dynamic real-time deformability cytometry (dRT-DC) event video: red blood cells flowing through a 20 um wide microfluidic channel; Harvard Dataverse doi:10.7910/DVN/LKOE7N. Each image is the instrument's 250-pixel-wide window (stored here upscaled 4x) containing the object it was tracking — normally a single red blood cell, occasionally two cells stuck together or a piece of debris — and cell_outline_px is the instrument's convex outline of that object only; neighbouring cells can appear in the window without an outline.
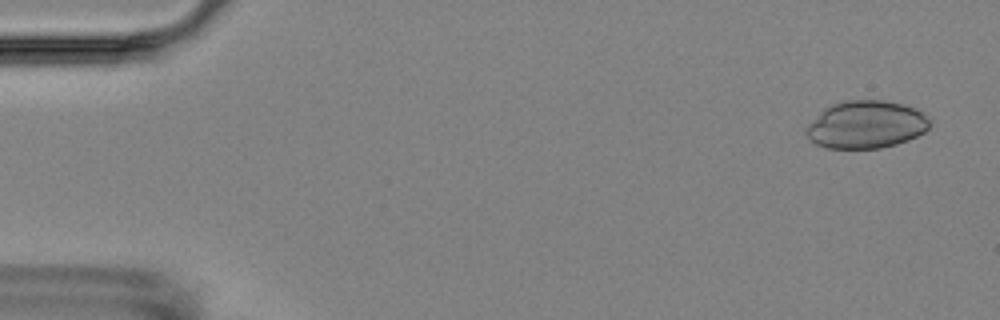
{"species": "Egyptian fruit bat (a non-hibernating species)", "species_latin": "Rousettus aegyptiacus", "temperature_condition": "room temperature", "stored_images_in_passage": 8, "camera_frame_rate_fps": 3000, "um_per_image_px": 0.085, "animal": {"sex": "female"}, "frame": {"image": 1, "passage_image": 1, "time_ms": 0.0, "image_size_px": [1000, 320], "cell_outline_px": [[932, 116], [928, 128], [924, 132], [908, 140], [896, 144], [880, 148], [828, 148], [816, 144], [808, 136], [808, 124], [824, 108], [832, 104], [844, 100], [884, 100], [904, 104]], "centroid_in_image_um": [73.67, 10.57], "position_along_channel_um": 11.3, "area_um2": 34.28}}
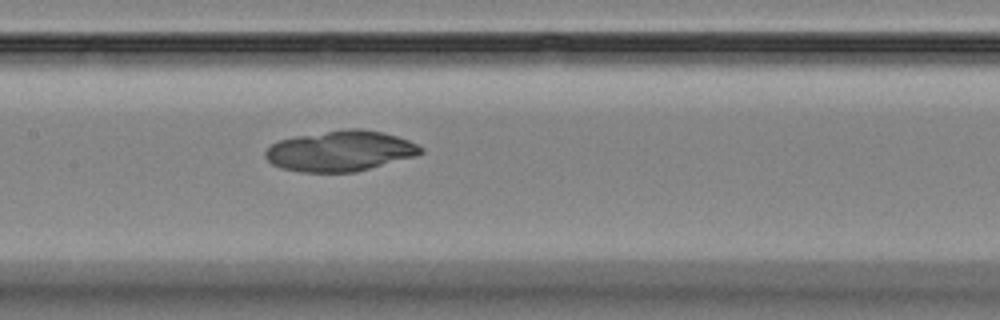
{"frame": {"image": 2, "passage_image": 8, "time_ms": 8.0, "image_size_px": [1000, 320], "cell_outline_px": [[424, 152], [416, 156], [356, 172], [300, 172], [280, 168], [272, 164], [264, 156], [264, 152], [272, 144], [280, 140], [296, 136], [348, 128], [360, 128], [384, 132], [408, 140], [424, 148]], "centroid_in_image_um": [28.94, 12.84], "position_along_channel_um": 178.5, "area_um2": 36.82}}